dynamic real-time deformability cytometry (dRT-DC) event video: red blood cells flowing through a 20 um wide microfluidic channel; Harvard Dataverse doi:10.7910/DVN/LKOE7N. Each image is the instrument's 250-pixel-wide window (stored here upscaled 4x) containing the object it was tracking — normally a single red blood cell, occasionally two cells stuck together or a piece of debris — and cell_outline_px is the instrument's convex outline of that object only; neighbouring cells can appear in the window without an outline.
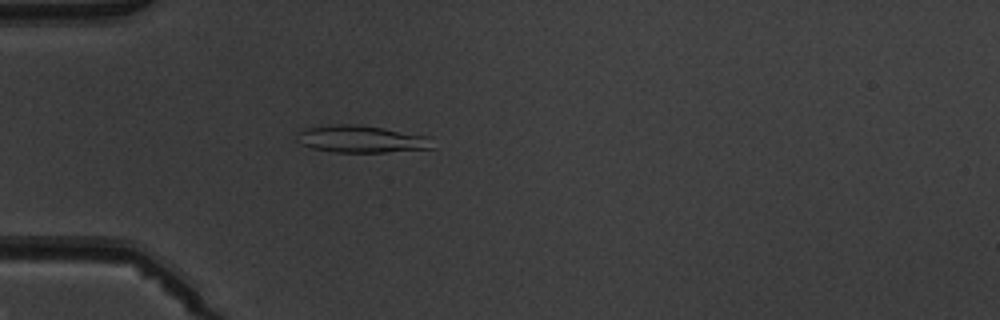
{"species": "common noctule bat (a hibernating species)", "species_latin": "Nyctalus noctula", "temperature_condition": "warm", "stored_images_in_passage": 4, "camera_frame_rate_fps": 3000, "um_per_image_px": 0.085, "animal": {"sex": "male", "body_mass_g": 19.5, "forearm_length_mm": 54.6}, "frame": {"image": 1, "passage_image": 4, "time_ms": 4.667, "image_size_px": [1000, 320], "cell_outline_px": [[432, 148], [384, 152], [336, 152], [312, 148], [300, 144], [296, 140], [296, 132], [304, 128], [336, 124], [356, 124], [428, 136]], "centroid_in_image_um": [30.6, 11.82], "position_along_channel_um": 54.4, "area_um2": 21.21}}